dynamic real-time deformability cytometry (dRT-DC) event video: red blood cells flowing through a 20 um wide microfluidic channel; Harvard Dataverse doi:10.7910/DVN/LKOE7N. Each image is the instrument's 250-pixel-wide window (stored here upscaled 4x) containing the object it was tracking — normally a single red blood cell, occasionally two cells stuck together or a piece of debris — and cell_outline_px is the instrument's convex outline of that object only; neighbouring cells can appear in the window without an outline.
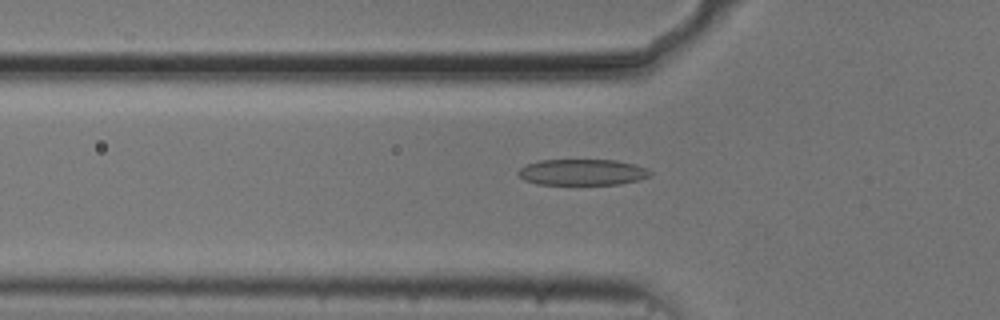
{"species": "common noctule bat (a hibernating species)", "species_latin": "Nyctalus noctula", "temperature_condition": "cold", "stored_images_in_passage": 54, "camera_frame_rate_fps": 3000, "um_per_image_px": 0.085, "animal": {"sex": "male", "body_mass_g": 20.5, "forearm_length_mm": 52.5}, "frame": {"image": 1, "passage_image": 18, "time_ms": 5.667, "image_size_px": [1000, 320], "cell_outline_px": [[652, 176], [620, 184], [536, 184], [524, 180], [516, 172], [520, 168], [528, 164], [540, 160], [616, 160], [636, 164], [648, 168], [652, 172]], "centroid_in_image_um": [49.53, 14.63], "position_along_channel_um": 76.3, "area_um2": 20.11}}
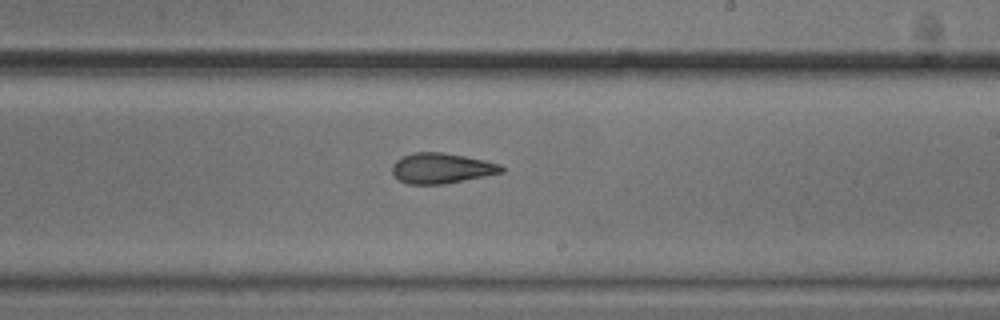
{"frame": {"image": 2, "passage_image": 32, "time_ms": 10.333, "image_size_px": [1000, 320], "cell_outline_px": [[504, 172], [444, 184], [408, 184], [400, 180], [392, 172], [392, 164], [396, 160], [412, 152], [440, 152], [464, 156], [484, 160], [500, 164], [504, 168]], "centroid_in_image_um": [37.52, 14.3], "position_along_channel_um": 251.5, "area_um2": 19.19}}
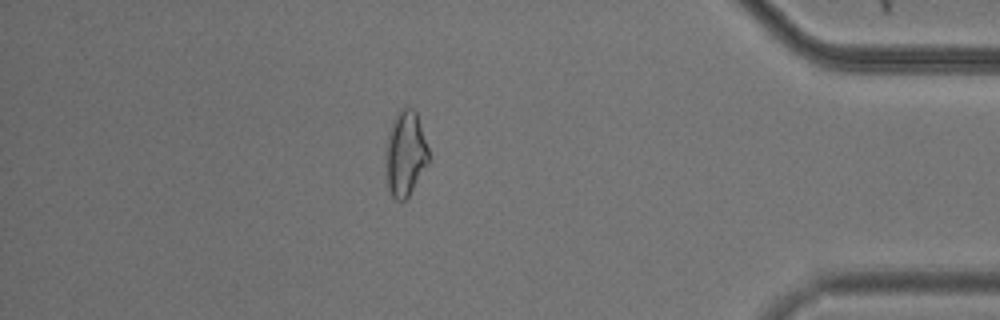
{"frame": {"image": 3, "passage_image": 47, "time_ms": 15.333, "image_size_px": [1000, 320], "cell_outline_px": [[428, 164], [408, 196], [404, 200], [396, 200], [392, 196], [388, 188], [384, 152], [388, 132], [392, 120], [396, 112], [400, 108], [408, 104], [416, 112], [428, 148]], "centroid_in_image_um": [34.42, 13.0], "position_along_channel_um": 400.8, "area_um2": 21.56}, "authors_computed_cell_mechanics": {"area_um2": 20.4612, "velocity_mm_per_s": 3.7305, "shape_relaxation_time_tau1_ms": 6.1297, "shape_relaxation_time_tau2_ms": 2.1755, "deformation_change_tau1": 0.1947, "deformation_change_tau2": 0.1077}}